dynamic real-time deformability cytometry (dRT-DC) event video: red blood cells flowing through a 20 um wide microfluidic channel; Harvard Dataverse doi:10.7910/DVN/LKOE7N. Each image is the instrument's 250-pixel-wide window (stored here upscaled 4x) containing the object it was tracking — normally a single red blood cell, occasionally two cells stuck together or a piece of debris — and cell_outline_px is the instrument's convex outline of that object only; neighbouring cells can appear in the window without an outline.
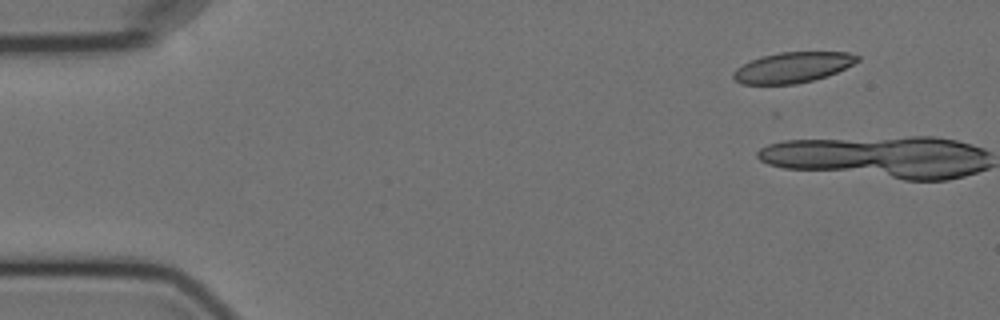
{"species": "Egyptian fruit bat (a non-hibernating species)", "species_latin": "Rousettus aegyptiacus", "temperature_condition": "cold", "stored_images_in_passage": 2, "camera_frame_rate_fps": 3000, "um_per_image_px": 0.085, "animal": {"sex": "female"}, "frame": {"image": 1, "passage_image": 1, "time_ms": 0.0, "image_size_px": [1000, 320], "cell_outline_px": [[860, 60], [828, 76], [796, 84], [740, 84], [732, 76], [732, 72], [736, 68], [760, 56], [780, 52], [848, 52], [860, 56]], "centroid_in_image_um": [67.37, 5.73], "position_along_channel_um": 17.6, "area_um2": 22.02}}